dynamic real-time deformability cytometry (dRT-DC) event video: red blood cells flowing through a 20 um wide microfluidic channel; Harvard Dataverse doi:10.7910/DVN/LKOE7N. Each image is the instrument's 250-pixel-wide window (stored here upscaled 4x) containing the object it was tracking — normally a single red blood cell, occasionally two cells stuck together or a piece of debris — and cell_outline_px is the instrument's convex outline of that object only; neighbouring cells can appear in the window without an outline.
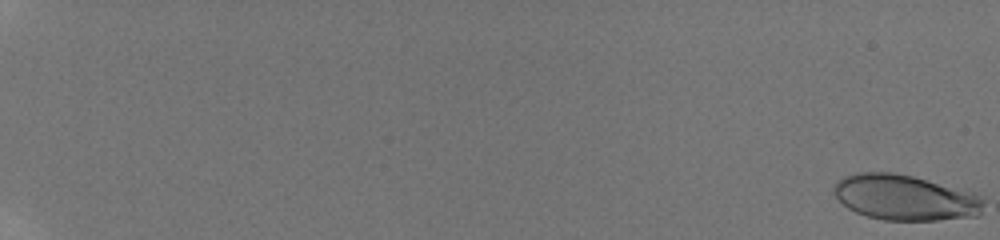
{"species": "human", "species_latin": "Homo sapiens", "temperature_condition": "room temperature", "stored_images_in_passage": 4, "camera_frame_rate_fps": 3000, "um_per_image_px": 0.085, "donor": {"sex": "male"}, "frame": {"image": 1, "passage_image": 1, "time_ms": 0.0, "image_size_px": [1000, 240], "cell_outline_px": [[984, 200], [980, 216], [936, 220], [884, 220], [868, 216], [856, 212], [848, 208], [832, 192], [832, 184], [836, 180], [844, 176], [856, 172], [896, 172], [912, 176], [972, 192], [980, 196]], "centroid_in_image_um": [76.89, 16.78], "position_along_channel_um": 8.1, "area_um2": 39.82}}